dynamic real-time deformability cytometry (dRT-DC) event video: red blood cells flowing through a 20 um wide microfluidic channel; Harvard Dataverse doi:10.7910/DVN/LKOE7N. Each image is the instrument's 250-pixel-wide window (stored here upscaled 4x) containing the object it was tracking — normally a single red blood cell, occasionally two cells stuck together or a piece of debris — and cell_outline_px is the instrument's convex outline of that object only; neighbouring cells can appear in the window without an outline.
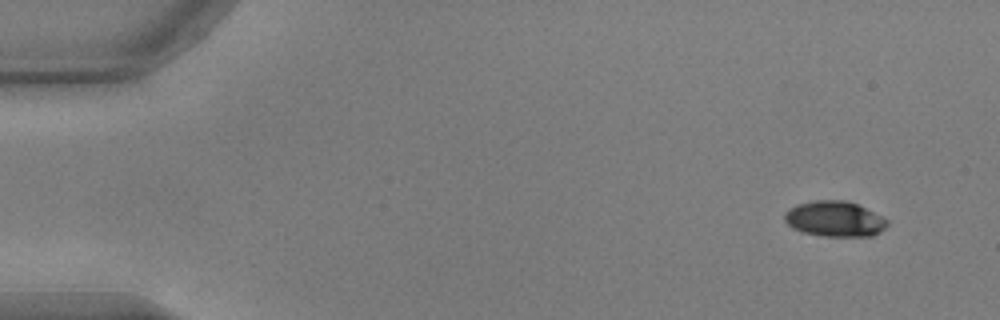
{"species": "common noctule bat (a hibernating species)", "species_latin": "Nyctalus noctula", "temperature_condition": "warm", "stored_images_in_passage": 11, "camera_frame_rate_fps": 3000, "um_per_image_px": 0.085, "animal": {"sex": "male", "body_mass_g": 17.9, "forearm_length_mm": 54.2}, "frame": {"image": 1, "passage_image": 1, "time_ms": 0.0, "image_size_px": [1000, 320], "cell_outline_px": [[888, 224], [880, 232], [872, 236], [820, 236], [804, 232], [792, 228], [784, 220], [784, 212], [788, 208], [796, 204], [812, 200], [848, 200], [888, 220]], "centroid_in_image_um": [70.9, 18.6], "position_along_channel_um": 14.1, "area_um2": 21.27}}